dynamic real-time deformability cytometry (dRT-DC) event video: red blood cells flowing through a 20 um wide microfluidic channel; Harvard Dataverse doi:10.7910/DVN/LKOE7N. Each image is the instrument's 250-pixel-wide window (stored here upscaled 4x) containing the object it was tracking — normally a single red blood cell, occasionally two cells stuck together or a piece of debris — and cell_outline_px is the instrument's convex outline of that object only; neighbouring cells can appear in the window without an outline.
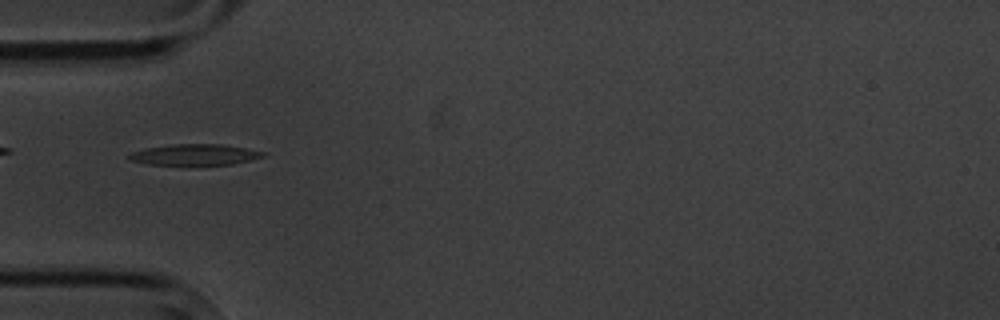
{"species": "common noctule bat (a hibernating species)", "species_latin": "Nyctalus noctula", "temperature_condition": "cold", "stored_images_in_passage": 8, "camera_frame_rate_fps": 3000, "um_per_image_px": 0.085, "animal": {"sex": "male", "body_mass_g": 20.1, "forearm_length_mm": 53.5}, "frame": {"image": 1, "passage_image": 6, "time_ms": 5.667, "image_size_px": [1000, 320], "cell_outline_px": [[268, 152], [264, 156], [232, 164], [148, 164], [128, 160], [128, 156], [132, 152], [144, 148], [172, 144], [220, 144]], "centroid_in_image_um": [16.52, 13.13], "position_along_channel_um": 68.5, "area_um2": 16.13}}
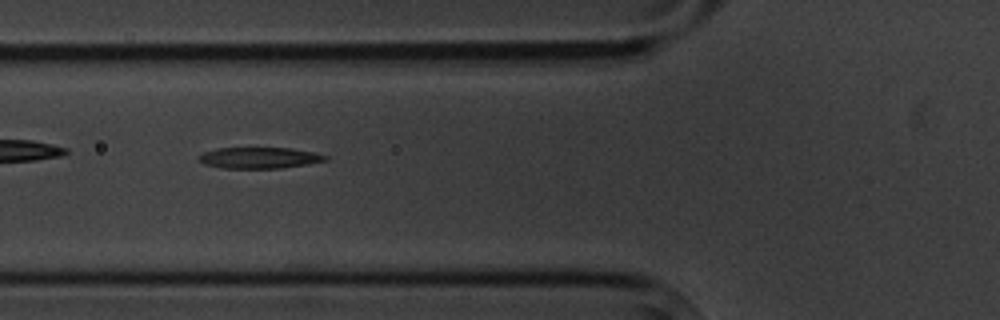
{"frame": {"image": 2, "passage_image": 7, "time_ms": 6.667, "image_size_px": [1000, 320], "cell_outline_px": [[328, 160], [308, 164], [280, 168], [220, 168], [204, 164], [196, 156], [204, 152], [216, 148], [292, 148], [312, 152], [328, 156]], "centroid_in_image_um": [22.02, 13.41], "position_along_channel_um": 103.8, "area_um2": 15.61}}
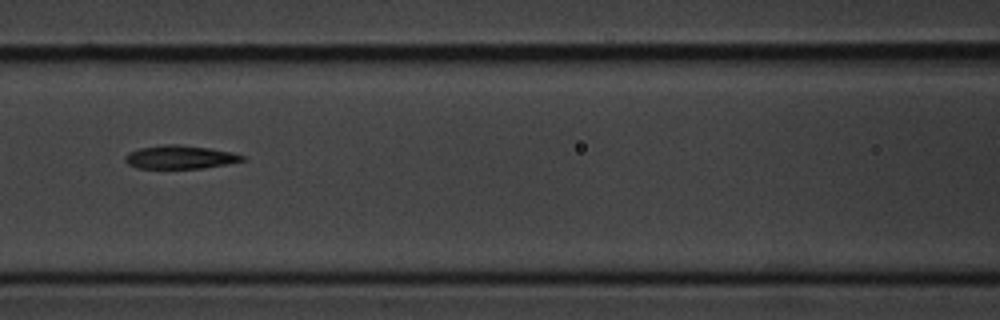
{"frame": {"image": 3, "passage_image": 8, "time_ms": 8.0, "image_size_px": [1000, 320], "cell_outline_px": [[248, 160], [204, 168], [136, 168], [128, 164], [124, 160], [124, 156], [128, 152], [140, 148], [164, 144], [176, 144], [208, 148], [232, 152], [244, 156]], "centroid_in_image_um": [15.29, 13.35], "position_along_channel_um": 151.3, "area_um2": 16.01}}